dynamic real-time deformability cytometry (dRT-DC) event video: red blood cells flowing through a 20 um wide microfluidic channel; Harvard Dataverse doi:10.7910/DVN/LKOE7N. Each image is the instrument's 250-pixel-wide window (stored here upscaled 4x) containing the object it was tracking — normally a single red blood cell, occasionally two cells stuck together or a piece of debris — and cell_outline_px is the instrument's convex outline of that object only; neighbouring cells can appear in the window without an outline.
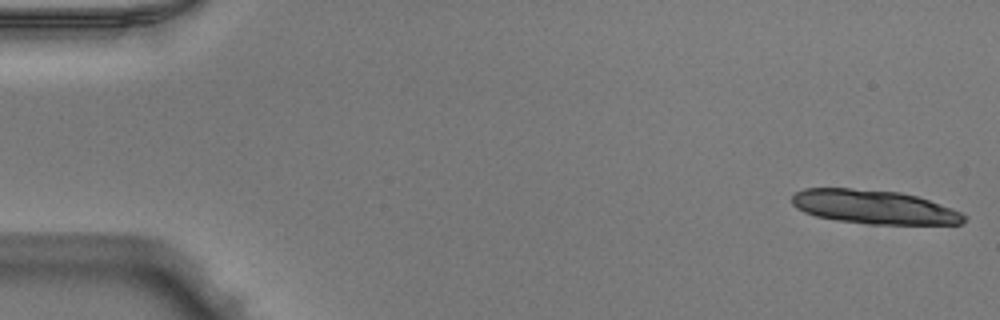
{"species": "Egyptian fruit bat (a non-hibernating species)", "species_latin": "Rousettus aegyptiacus", "temperature_condition": "warm", "stored_images_in_passage": 14, "camera_frame_rate_fps": 3000, "um_per_image_px": 0.085, "animal": {"sex": "male"}, "frame": {"image": 1, "passage_image": 1, "time_ms": 0.0, "image_size_px": [1000, 320], "cell_outline_px": [[968, 216], [960, 224], [868, 224], [836, 220], [816, 216], [804, 212], [796, 208], [792, 204], [792, 196], [796, 192], [804, 188], [852, 188], [900, 192], [916, 196], [952, 208]], "centroid_in_image_um": [74.27, 17.59], "position_along_channel_um": 10.7, "area_um2": 33.93}}